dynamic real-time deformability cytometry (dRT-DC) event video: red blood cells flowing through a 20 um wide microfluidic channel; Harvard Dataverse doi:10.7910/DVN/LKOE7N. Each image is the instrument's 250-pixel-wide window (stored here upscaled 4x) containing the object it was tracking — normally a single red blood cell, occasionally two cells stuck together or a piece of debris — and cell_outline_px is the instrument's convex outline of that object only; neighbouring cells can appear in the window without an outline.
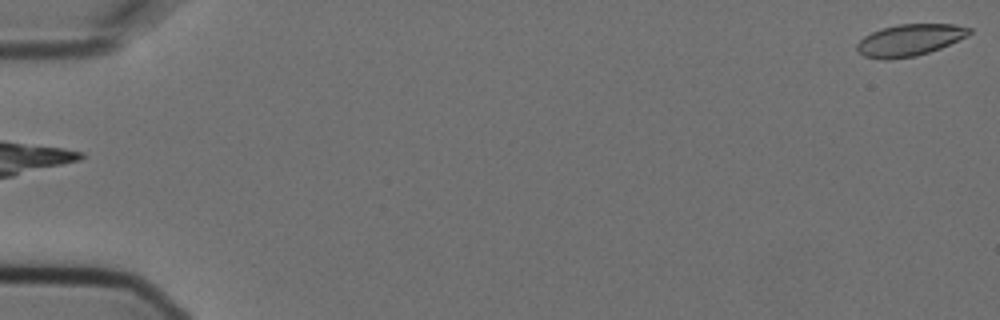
{"species": "Egyptian fruit bat (a non-hibernating species)", "species_latin": "Rousettus aegyptiacus", "temperature_condition": "cold", "stored_images_in_passage": 2, "camera_frame_rate_fps": 3000, "um_per_image_px": 0.085, "animal": {"sex": "female"}, "frame": {"image": 1, "passage_image": 2, "time_ms": 0.333, "image_size_px": [1000, 320], "cell_outline_px": [[972, 32], [968, 36], [940, 48], [916, 56], [864, 56], [856, 48], [856, 44], [864, 36], [880, 28], [900, 24], [956, 24], [972, 28]], "centroid_in_image_um": [77.4, 3.34], "position_along_channel_um": 7.6, "area_um2": 20.06}}